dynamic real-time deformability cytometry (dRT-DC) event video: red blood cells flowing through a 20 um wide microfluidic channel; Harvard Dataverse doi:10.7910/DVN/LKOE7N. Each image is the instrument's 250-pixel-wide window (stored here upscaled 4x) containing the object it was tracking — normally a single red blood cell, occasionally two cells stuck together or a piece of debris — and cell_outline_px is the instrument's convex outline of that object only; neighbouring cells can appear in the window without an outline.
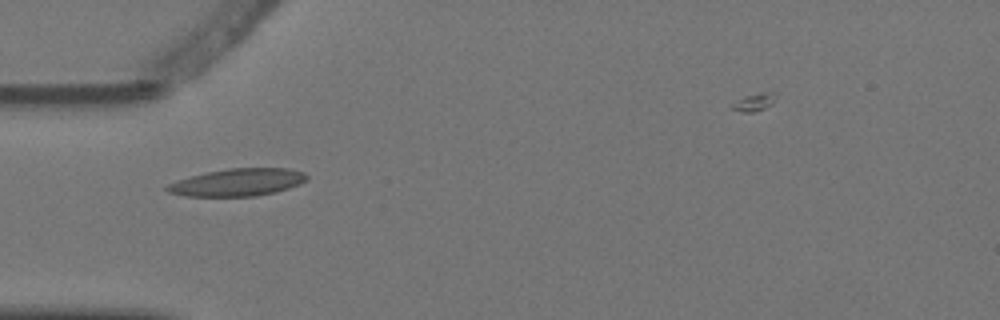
{"species": "Egyptian fruit bat (a non-hibernating species)", "species_latin": "Rousettus aegyptiacus", "temperature_condition": "warm", "stored_images_in_passage": 2, "camera_frame_rate_fps": 3000, "um_per_image_px": 0.085, "animal": {"sex": "female"}, "frame": {"image": 1, "passage_image": 1, "time_ms": 0.0, "image_size_px": [1000, 320], "cell_outline_px": [[308, 176], [300, 184], [276, 192], [256, 196], [184, 196], [168, 192], [164, 188], [168, 184], [176, 180], [208, 172], [228, 168], [288, 168], [304, 172]], "centroid_in_image_um": [20.19, 15.5], "position_along_channel_um": 64.8, "area_um2": 22.25}}